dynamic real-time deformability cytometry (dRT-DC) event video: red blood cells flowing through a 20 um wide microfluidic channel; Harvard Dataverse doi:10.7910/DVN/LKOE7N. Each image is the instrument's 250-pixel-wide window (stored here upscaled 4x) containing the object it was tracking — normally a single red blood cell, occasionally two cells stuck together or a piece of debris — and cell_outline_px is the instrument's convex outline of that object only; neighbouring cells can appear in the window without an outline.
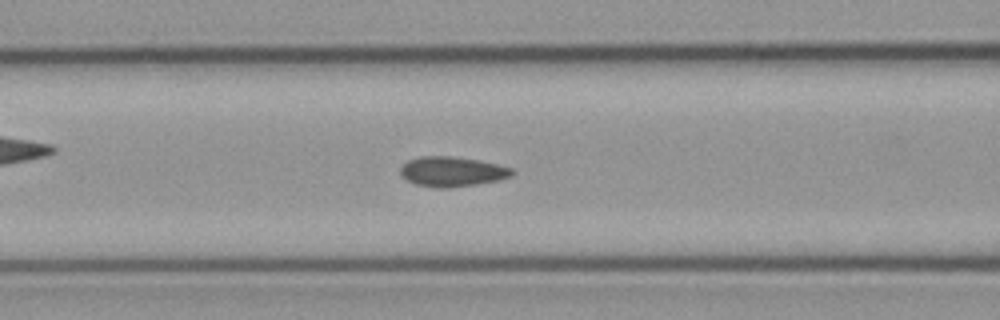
{"species": "common noctule bat (a hibernating species)", "species_latin": "Nyctalus noctula", "temperature_condition": "cold", "stored_images_in_passage": 52, "camera_frame_rate_fps": 3000, "um_per_image_px": 0.085, "animal": {"sex": "male", "body_mass_g": 23.1, "forearm_length_mm": 52.7}, "frame": {"image": 1, "passage_image": 18, "time_ms": 5.667, "image_size_px": [1000, 320], "cell_outline_px": [[516, 172], [512, 176], [500, 180], [476, 184], [448, 188], [440, 188], [416, 184], [400, 176], [400, 168], [408, 160], [420, 156], [448, 156], [476, 160], [496, 164], [512, 168]], "centroid_in_image_um": [38.43, 14.59], "position_along_channel_um": 128.2, "area_um2": 19.36}}
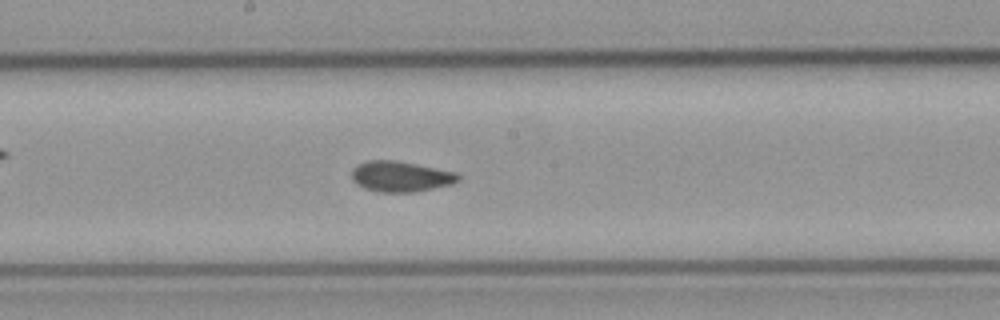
{"frame": {"image": 2, "passage_image": 25, "time_ms": 8.0, "image_size_px": [1000, 320], "cell_outline_px": [[460, 180], [452, 184], [416, 192], [380, 192], [364, 188], [356, 184], [352, 180], [352, 168], [356, 164], [368, 160], [396, 160], [456, 172], [460, 176]], "centroid_in_image_um": [34.04, 15.0], "position_along_channel_um": 214.2, "area_um2": 19.13}}
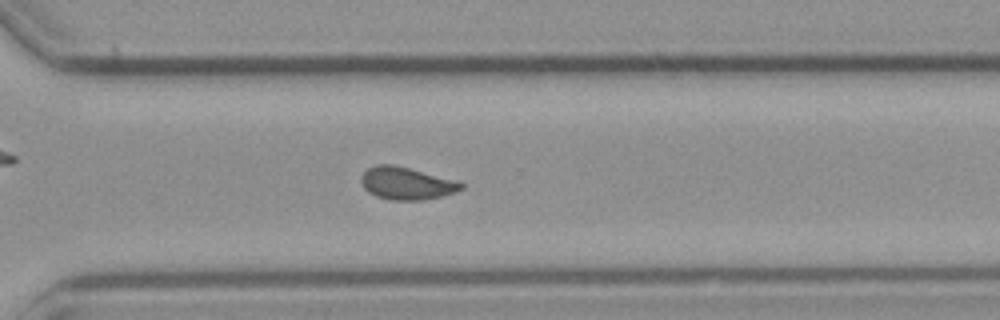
{"frame": {"image": 3, "passage_image": 35, "time_ms": 11.333, "image_size_px": [1000, 320], "cell_outline_px": [[464, 188], [456, 192], [440, 196], [420, 200], [392, 200], [376, 196], [368, 192], [364, 188], [360, 180], [360, 176], [368, 168], [376, 164], [392, 164], [456, 180], [464, 184]], "centroid_in_image_um": [34.53, 15.58], "position_along_channel_um": 336.1, "area_um2": 18.84}, "authors_computed_cell_mechanics": {"area_um2": 18.8717, "velocity_mm_per_s": 3.6773, "shape_relaxation_time_tau1_ms": null, "shape_relaxation_time_tau2_ms": 2.3358, "deformation_change_tau1": null, "deformation_change_tau2": 0.0471}}